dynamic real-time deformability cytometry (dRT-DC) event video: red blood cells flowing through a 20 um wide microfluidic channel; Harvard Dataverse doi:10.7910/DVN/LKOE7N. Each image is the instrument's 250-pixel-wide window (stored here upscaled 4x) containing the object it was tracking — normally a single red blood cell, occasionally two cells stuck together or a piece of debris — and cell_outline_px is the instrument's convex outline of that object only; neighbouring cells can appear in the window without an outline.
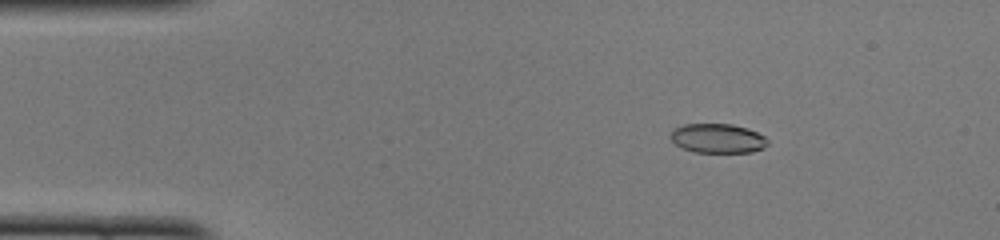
{"species": "common noctule bat (a hibernating species)", "species_latin": "Nyctalus noctula", "temperature_condition": "cold", "stored_images_in_passage": 51, "camera_frame_rate_fps": 3000, "um_per_image_px": 0.085, "animal": {"sex": "female", "body_mass_g": 22.0, "forearm_length_mm": 56.7}, "frame": {"image": 1, "passage_image": 8, "time_ms": 2.333, "image_size_px": [1000, 240], "cell_outline_px": [[768, 144], [764, 148], [752, 152], [696, 152], [684, 148], [676, 144], [668, 136], [676, 128], [684, 124], [732, 124], [748, 128], [764, 136], [768, 140]], "centroid_in_image_um": [61.03, 11.76], "position_along_channel_um": 24.0, "area_um2": 16.53}}
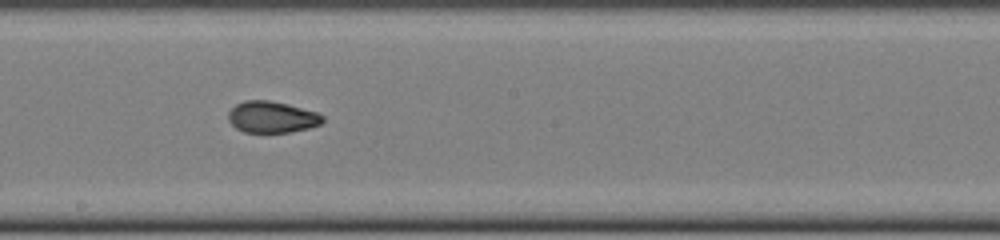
{"frame": {"image": 2, "passage_image": 28, "time_ms": 9.0, "image_size_px": [1000, 240], "cell_outline_px": [[324, 120], [320, 124], [308, 128], [288, 132], [244, 132], [236, 128], [228, 120], [228, 112], [236, 104], [244, 100], [268, 100], [288, 104], [316, 112], [324, 116]], "centroid_in_image_um": [23.09, 9.94], "position_along_channel_um": 225.1, "area_um2": 17.22}}
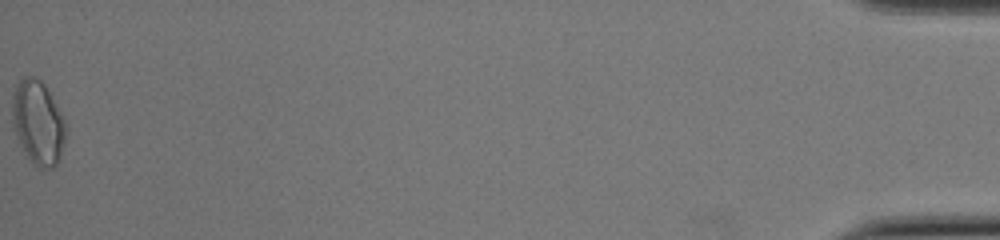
{"frame": {"image": 3, "passage_image": 51, "time_ms": 16.667, "image_size_px": [1000, 240], "cell_outline_px": [[68, 128], [60, 156], [56, 164], [52, 168], [40, 168], [28, 156], [20, 144], [12, 128], [12, 96], [16, 84], [24, 76], [36, 76], [44, 84], [64, 120]], "centroid_in_image_um": [3.21, 10.39], "position_along_channel_um": 432.0, "area_um2": 26.01}, "authors_computed_cell_mechanics": {"area_um2": 17.6868, "velocity_mm_per_s": 4.0014, "shape_relaxation_time_tau1_ms": null, "shape_relaxation_time_tau2_ms": 1.7089, "deformation_change_tau1": null, "deformation_change_tau2": 0.0575}}